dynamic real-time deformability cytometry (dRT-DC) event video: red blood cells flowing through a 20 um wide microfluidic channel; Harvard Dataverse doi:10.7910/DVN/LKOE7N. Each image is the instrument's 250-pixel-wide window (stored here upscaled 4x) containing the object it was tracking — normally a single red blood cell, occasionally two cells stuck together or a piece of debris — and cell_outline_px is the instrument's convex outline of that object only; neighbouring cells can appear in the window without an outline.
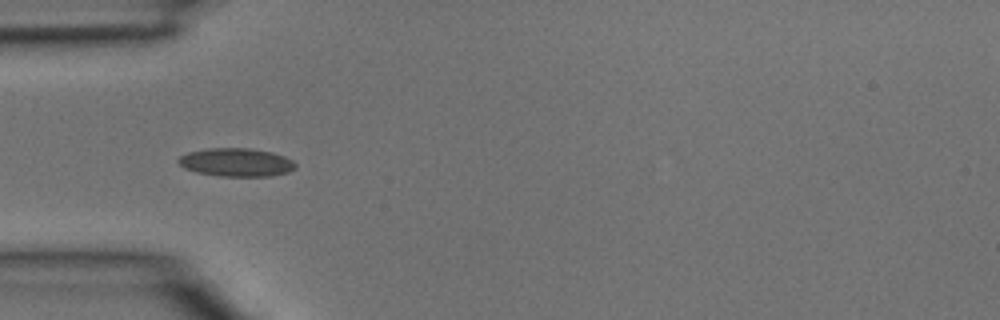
{"species": "common noctule bat (a hibernating species)", "species_latin": "Nyctalus noctula", "temperature_condition": "room temperature", "stored_images_in_passage": 5, "camera_frame_rate_fps": 3000, "um_per_image_px": 0.085, "animal": {"sex": "male", "body_mass_g": 15.6}, "frame": {"image": 1, "passage_image": 4, "time_ms": 1.0, "image_size_px": [1000, 320], "cell_outline_px": [[296, 168], [288, 172], [272, 176], [220, 176], [196, 172], [184, 168], [176, 160], [180, 156], [188, 152], [208, 148], [248, 148], [272, 152], [284, 156], [292, 160], [296, 164]], "centroid_in_image_um": [20.08, 13.8], "position_along_channel_um": 64.9, "area_um2": 19.36}}